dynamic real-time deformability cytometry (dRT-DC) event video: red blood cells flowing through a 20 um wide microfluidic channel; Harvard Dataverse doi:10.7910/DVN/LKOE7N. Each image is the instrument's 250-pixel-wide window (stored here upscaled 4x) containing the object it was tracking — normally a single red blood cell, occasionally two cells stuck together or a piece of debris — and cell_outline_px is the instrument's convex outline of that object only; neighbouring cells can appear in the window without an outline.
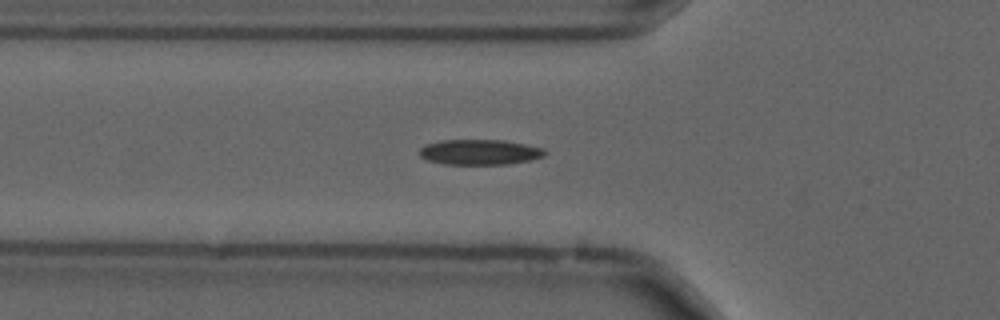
{"species": "common noctule bat (a hibernating species)", "species_latin": "Nyctalus noctula", "temperature_condition": "cold", "stored_images_in_passage": 11, "camera_frame_rate_fps": 3000, "um_per_image_px": 0.085, "animal": {"sex": "male", "forearm_length_mm": 52.5}, "frame": {"image": 1, "passage_image": 3, "time_ms": 0.667, "image_size_px": [1000, 320], "cell_outline_px": [[548, 152], [544, 156], [532, 160], [508, 164], [444, 164], [428, 160], [420, 156], [420, 148], [424, 144], [440, 140], [504, 140], [544, 148]], "centroid_in_image_um": [40.79, 12.92], "position_along_channel_um": 85.0, "area_um2": 18.61}}
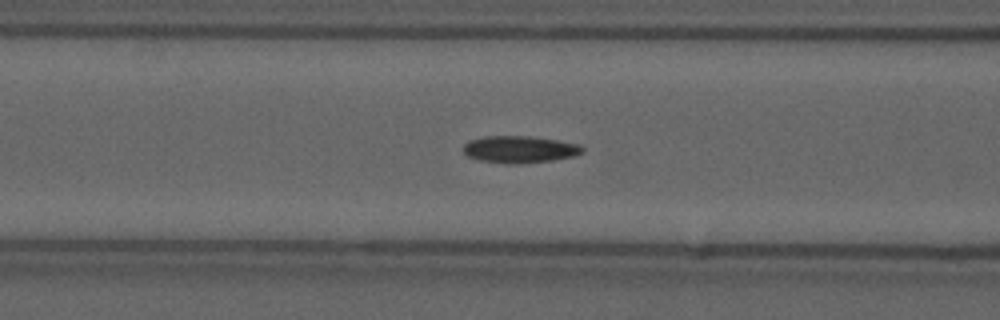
{"frame": {"image": 2, "passage_image": 6, "time_ms": 1.667, "image_size_px": [1000, 320], "cell_outline_px": [[584, 152], [572, 156], [552, 160], [520, 164], [508, 164], [480, 160], [468, 156], [464, 152], [464, 144], [468, 140], [484, 136], [528, 136], [556, 140], [580, 144], [584, 148]], "centroid_in_image_um": [44.16, 12.69], "position_along_channel_um": 122.4, "area_um2": 18.73}}